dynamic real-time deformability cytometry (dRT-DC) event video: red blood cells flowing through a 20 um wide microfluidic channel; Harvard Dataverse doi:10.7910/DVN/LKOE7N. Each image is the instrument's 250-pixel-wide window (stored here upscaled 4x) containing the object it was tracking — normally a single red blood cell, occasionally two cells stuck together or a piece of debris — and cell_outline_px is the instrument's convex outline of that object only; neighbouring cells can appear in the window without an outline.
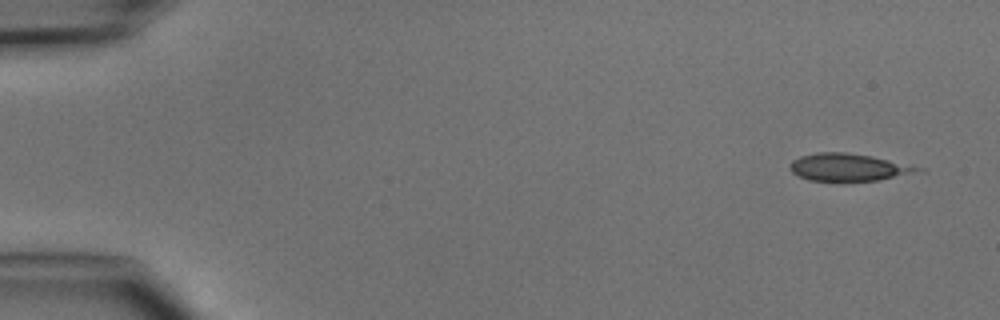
{"species": "common noctule bat (a hibernating species)", "species_latin": "Nyctalus noctula", "temperature_condition": "cold", "stored_images_in_passage": 4, "camera_frame_rate_fps": 3000, "um_per_image_px": 0.085, "animal": {"sex": "male", "body_mass_g": 15.6}, "frame": {"image": 1, "passage_image": 1, "time_ms": 0.0, "image_size_px": [1000, 320], "cell_outline_px": [[924, 172], [876, 180], [808, 180], [792, 172], [788, 164], [792, 160], [800, 156], [816, 152], [844, 152], [872, 156], [924, 168]], "centroid_in_image_um": [72.13, 14.2], "position_along_channel_um": 12.9, "area_um2": 20.29}}